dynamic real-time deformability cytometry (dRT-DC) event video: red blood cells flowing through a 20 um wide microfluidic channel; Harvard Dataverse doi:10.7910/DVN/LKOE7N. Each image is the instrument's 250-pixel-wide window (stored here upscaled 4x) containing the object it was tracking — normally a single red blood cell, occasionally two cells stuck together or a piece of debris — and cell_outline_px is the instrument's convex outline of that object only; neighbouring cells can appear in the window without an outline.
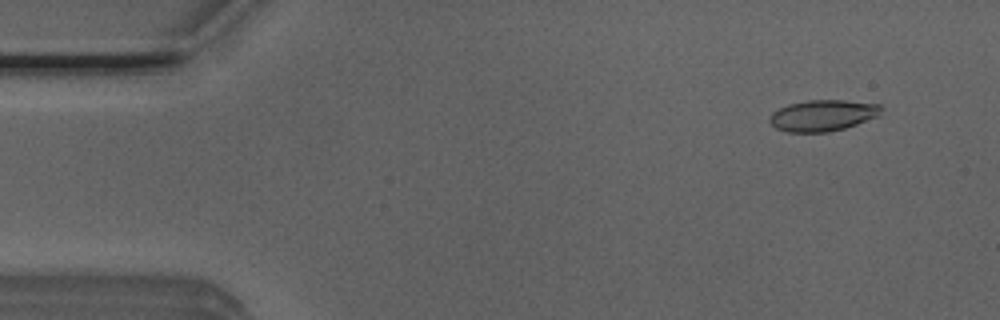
{"species": "Egyptian fruit bat (a non-hibernating species)", "species_latin": "Rousettus aegyptiacus", "temperature_condition": "room temperature", "stored_images_in_passage": 52, "camera_frame_rate_fps": 3000, "um_per_image_px": 0.085, "animal": {"sex": "male"}, "frame": {"image": 1, "passage_image": 4, "time_ms": 1.0, "image_size_px": [1000, 320], "cell_outline_px": [[884, 108], [876, 116], [856, 124], [844, 128], [828, 132], [788, 132], [776, 128], [768, 120], [768, 116], [772, 112], [788, 104], [808, 100], [844, 100], [880, 104]], "centroid_in_image_um": [69.9, 9.8], "position_along_channel_um": 15.1, "area_um2": 20.23}}
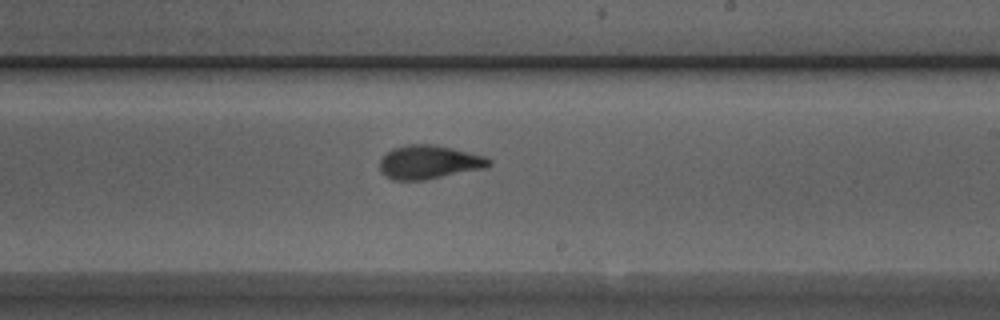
{"frame": {"image": 2, "passage_image": 30, "time_ms": 9.667, "image_size_px": [1000, 320], "cell_outline_px": [[492, 164], [488, 168], [424, 180], [392, 180], [380, 172], [380, 156], [392, 148], [408, 144], [432, 144], [452, 148], [484, 156], [492, 160]], "centroid_in_image_um": [36.46, 13.78], "position_along_channel_um": 252.5, "area_um2": 21.73}}
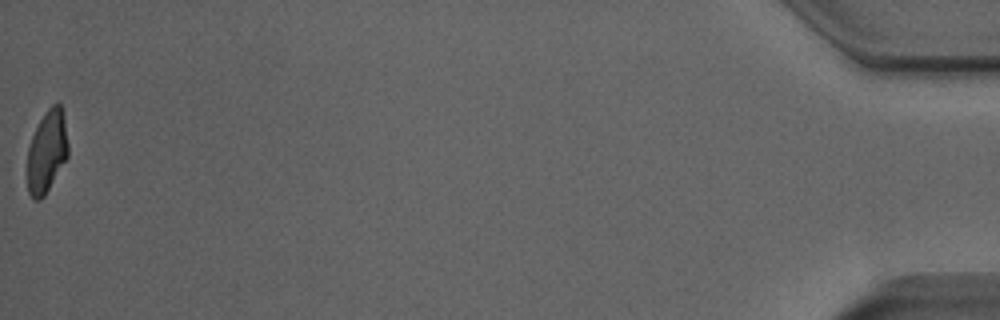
{"frame": {"image": 3, "passage_image": 52, "time_ms": 17.0, "image_size_px": [1000, 320], "cell_outline_px": [[68, 156], [44, 196], [40, 200], [32, 200], [28, 192], [28, 148], [32, 136], [40, 120], [48, 108], [52, 104], [60, 104], [64, 112], [68, 144]], "centroid_in_image_um": [4.0, 12.88], "position_along_channel_um": 431.2, "area_um2": 19.48}, "authors_computed_cell_mechanics": {"area_um2": 20.6635, "velocity_mm_per_s": 3.8999, "shape_relaxation_time_tau1_ms": 2.9771, "shape_relaxation_time_tau2_ms": 0.9623, "deformation_change_tau1": 0.1721, "deformation_change_tau2": 0.0834}}